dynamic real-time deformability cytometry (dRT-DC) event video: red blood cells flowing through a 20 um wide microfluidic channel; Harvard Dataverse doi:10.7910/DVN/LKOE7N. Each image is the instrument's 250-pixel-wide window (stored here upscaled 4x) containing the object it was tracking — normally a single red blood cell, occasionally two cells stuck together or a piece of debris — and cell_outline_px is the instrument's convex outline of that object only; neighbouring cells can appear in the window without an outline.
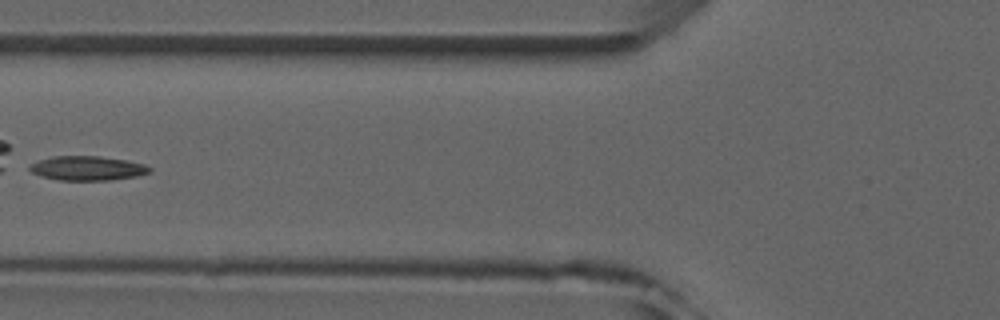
{"species": "common noctule bat (a hibernating species)", "species_latin": "Nyctalus noctula", "temperature_condition": "room temperature", "stored_images_in_passage": 7, "camera_frame_rate_fps": 3000, "um_per_image_px": 0.085, "animal": {"sex": "male", "forearm_length_mm": 52.5}, "frame": {"image": 1, "passage_image": 6, "time_ms": 5.667, "image_size_px": [1000, 320], "cell_outline_px": [[152, 172], [136, 176], [112, 180], [60, 180], [40, 176], [32, 172], [28, 168], [28, 164], [52, 156], [100, 156], [124, 160], [144, 164], [152, 168]], "centroid_in_image_um": [7.42, 14.3], "position_along_channel_um": 118.4, "area_um2": 17.05}}
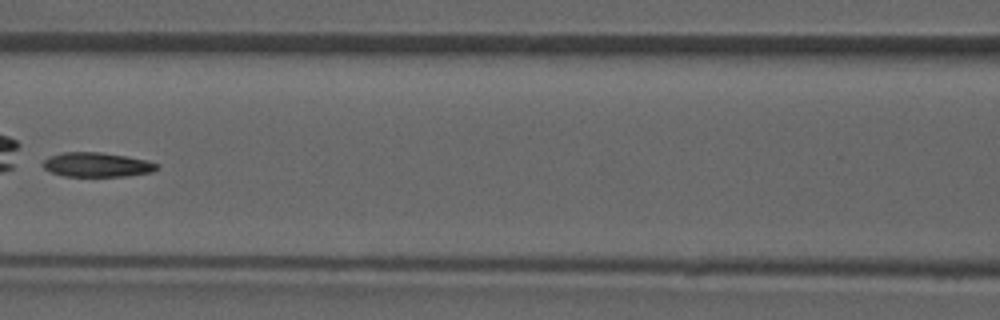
{"frame": {"image": 2, "passage_image": 7, "time_ms": 6.667, "image_size_px": [1000, 320], "cell_outline_px": [[160, 168], [152, 172], [128, 176], [64, 176], [52, 172], [44, 168], [40, 164], [48, 156], [64, 152], [100, 152], [128, 156], [148, 160], [160, 164]], "centroid_in_image_um": [8.27, 13.99], "position_along_channel_um": 158.3, "area_um2": 16.47}}